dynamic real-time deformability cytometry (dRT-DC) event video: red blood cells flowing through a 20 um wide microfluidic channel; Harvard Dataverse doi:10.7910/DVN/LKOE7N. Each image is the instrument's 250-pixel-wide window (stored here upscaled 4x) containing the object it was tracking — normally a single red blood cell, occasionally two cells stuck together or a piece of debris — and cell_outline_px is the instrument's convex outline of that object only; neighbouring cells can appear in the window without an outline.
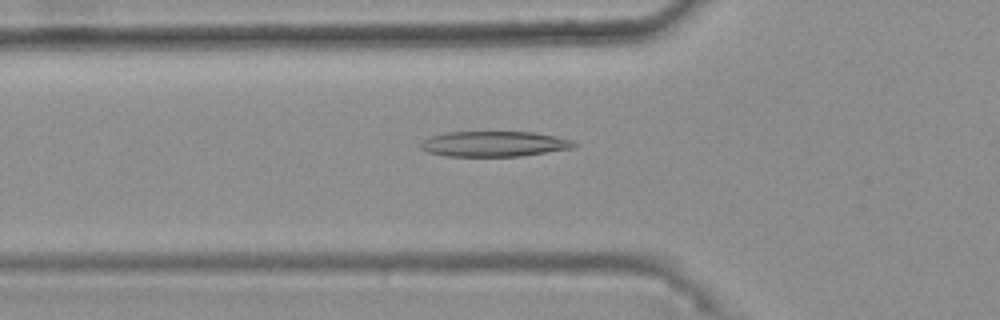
{"species": "common noctule bat (a hibernating species)", "species_latin": "Nyctalus noctula", "temperature_condition": "warm", "stored_images_in_passage": 48, "camera_frame_rate_fps": 3000, "um_per_image_px": 0.085, "animal": {"sex": "female", "body_mass_g": 25.1}, "frame": {"image": 1, "passage_image": 18, "time_ms": 5.667, "image_size_px": [1000, 320], "cell_outline_px": [[580, 144], [572, 148], [520, 156], [444, 156], [428, 152], [420, 148], [420, 144], [424, 140], [432, 136], [444, 132], [532, 132], [556, 136], [572, 140]], "centroid_in_image_um": [42.01, 12.23], "position_along_channel_um": 83.8, "area_um2": 22.66}}
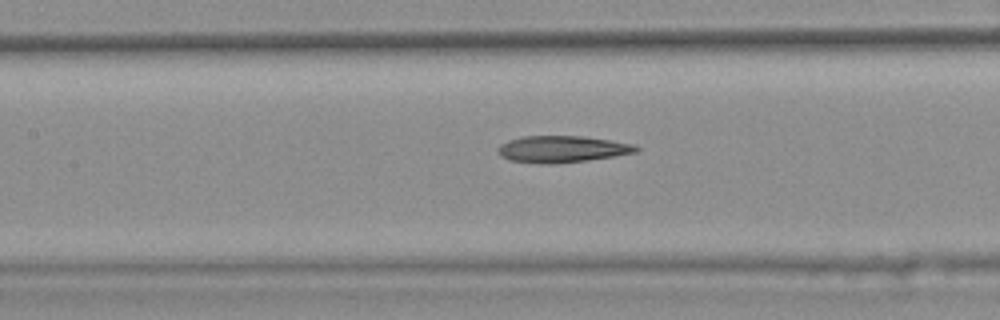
{"frame": {"image": 2, "passage_image": 24, "time_ms": 7.667, "image_size_px": [1000, 320], "cell_outline_px": [[640, 148], [636, 152], [588, 160], [552, 164], [540, 164], [508, 160], [500, 156], [496, 148], [500, 144], [508, 140], [520, 136], [584, 136], [632, 144]], "centroid_in_image_um": [47.69, 12.67], "position_along_channel_um": 159.7, "area_um2": 21.5}}
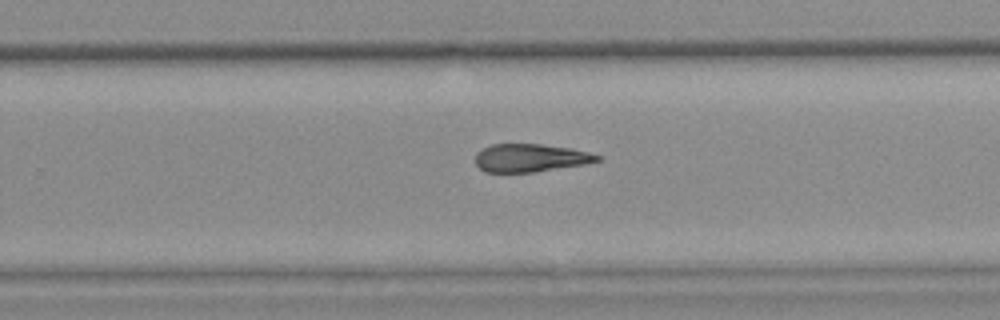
{"frame": {"image": 3, "passage_image": 34, "time_ms": 11.0, "image_size_px": [1000, 320], "cell_outline_px": [[600, 160], [584, 164], [536, 172], [484, 172], [476, 164], [476, 152], [492, 144], [540, 144], [572, 148], [588, 152], [600, 156]], "centroid_in_image_um": [45.07, 13.42], "position_along_channel_um": 284.7, "area_um2": 19.83}, "authors_computed_cell_mechanics": {"area_um2": 21.5305, "velocity_mm_per_s": 3.7644, "shape_relaxation_time_tau1_ms": null, "shape_relaxation_time_tau2_ms": 7.2813, "deformation_change_tau1": null, "deformation_change_tau2": 0.2039}}